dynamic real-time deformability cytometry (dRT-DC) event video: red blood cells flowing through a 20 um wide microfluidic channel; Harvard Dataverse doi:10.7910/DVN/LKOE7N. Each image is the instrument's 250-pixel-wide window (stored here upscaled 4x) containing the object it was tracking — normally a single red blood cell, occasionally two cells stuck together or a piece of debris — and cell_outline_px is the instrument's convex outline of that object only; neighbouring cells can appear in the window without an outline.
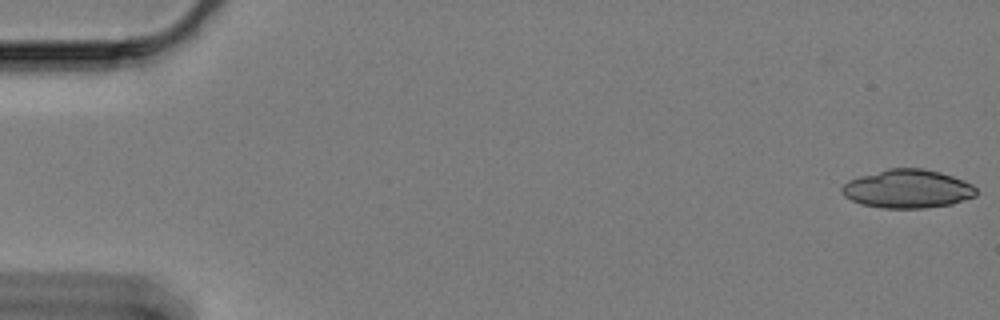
{"species": "Egyptian fruit bat (a non-hibernating species)", "species_latin": "Rousettus aegyptiacus", "temperature_condition": "cold", "stored_images_in_passage": 60, "camera_frame_rate_fps": 3000, "um_per_image_px": 0.085, "animal": {"sex": "female"}, "frame": {"image": 1, "passage_image": 1, "time_ms": 0.0, "image_size_px": [1000, 320], "cell_outline_px": [[976, 196], [952, 204], [924, 208], [884, 208], [864, 204], [852, 200], [844, 196], [840, 192], [840, 188], [848, 180], [860, 176], [888, 168], [920, 168], [940, 172], [964, 180], [972, 184], [976, 188]], "centroid_in_image_um": [77.15, 16.05], "position_along_channel_um": 7.9, "area_um2": 30.11}}
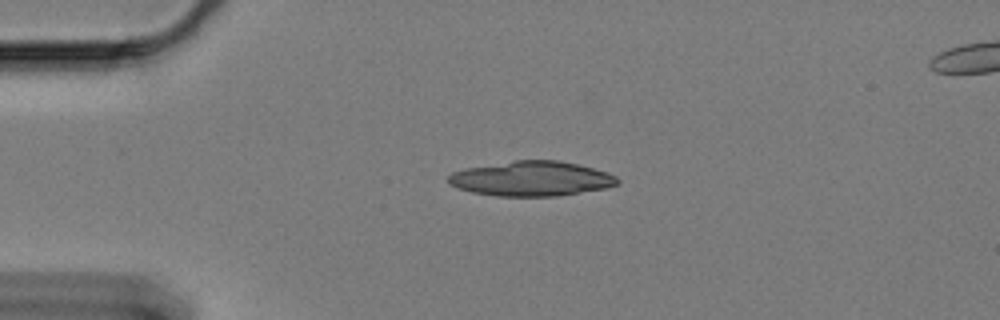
{"frame": {"image": 2, "passage_image": 14, "time_ms": 4.333, "image_size_px": [1000, 320], "cell_outline_px": [[620, 184], [608, 188], [556, 196], [496, 196], [472, 192], [448, 184], [448, 176], [452, 172], [464, 168], [516, 160], [560, 160], [608, 172], [616, 176], [620, 180]], "centroid_in_image_um": [45.2, 15.19], "position_along_channel_um": 39.8, "area_um2": 34.45}}
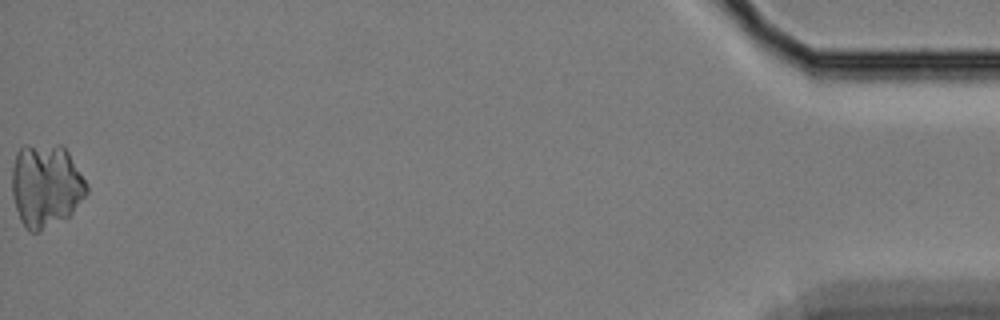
{"frame": {"image": 3, "passage_image": 60, "time_ms": 19.667, "image_size_px": [1000, 320], "cell_outline_px": [[88, 192], [72, 212], [68, 216], [36, 232], [28, 232], [20, 220], [16, 208], [12, 192], [12, 168], [16, 152], [24, 144], [60, 144], [68, 152], [88, 184]], "centroid_in_image_um": [3.89, 15.73], "position_along_channel_um": 431.3, "area_um2": 36.3}}